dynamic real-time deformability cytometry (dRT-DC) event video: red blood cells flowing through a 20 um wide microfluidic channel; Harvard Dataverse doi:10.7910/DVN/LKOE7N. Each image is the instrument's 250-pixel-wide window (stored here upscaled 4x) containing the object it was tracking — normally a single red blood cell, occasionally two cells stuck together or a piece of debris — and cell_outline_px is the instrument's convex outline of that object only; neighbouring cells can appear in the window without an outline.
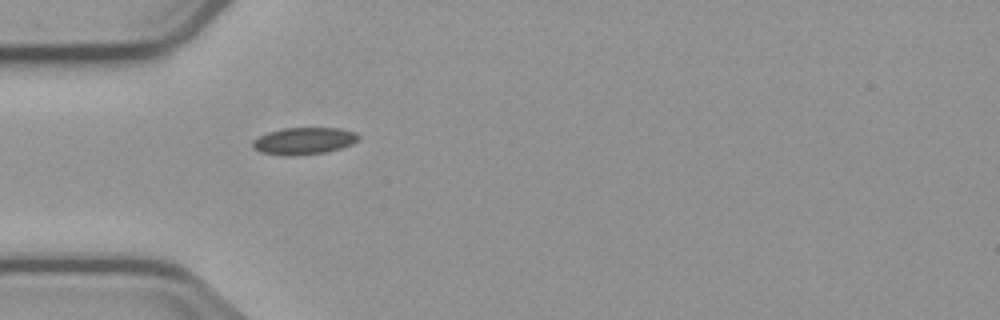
{"species": "common noctule bat (a hibernating species)", "species_latin": "Nyctalus noctula", "temperature_condition": "cold", "stored_images_in_passage": 3, "camera_frame_rate_fps": 3000, "um_per_image_px": 0.085, "animal": {"sex": "male", "body_mass_g": 23.1, "forearm_length_mm": 52.7}, "frame": {"image": 1, "passage_image": 3, "time_ms": 2.333, "image_size_px": [1000, 320], "cell_outline_px": [[360, 136], [352, 144], [340, 148], [324, 152], [296, 156], [280, 156], [260, 152], [252, 148], [252, 140], [268, 132], [284, 128], [340, 128], [356, 132]], "centroid_in_image_um": [25.79, 11.99], "position_along_channel_um": 59.2, "area_um2": 16.76}}